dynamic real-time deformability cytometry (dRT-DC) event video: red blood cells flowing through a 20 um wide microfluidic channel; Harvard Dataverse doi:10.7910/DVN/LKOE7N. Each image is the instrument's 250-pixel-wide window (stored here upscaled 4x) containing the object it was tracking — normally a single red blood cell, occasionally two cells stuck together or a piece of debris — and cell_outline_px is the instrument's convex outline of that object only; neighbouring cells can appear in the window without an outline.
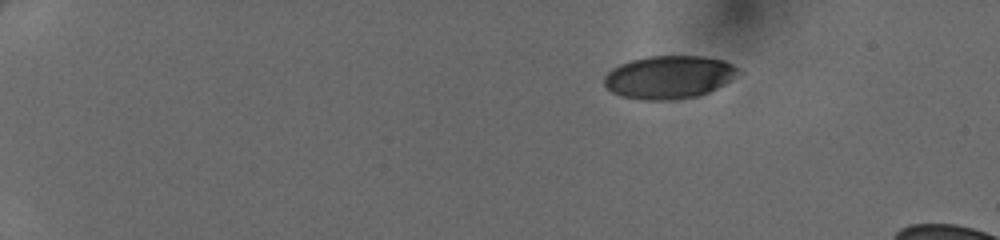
{"species": "human", "species_latin": "Homo sapiens", "temperature_condition": "cold", "stored_images_in_passage": 41, "camera_frame_rate_fps": 3000, "um_per_image_px": 0.085, "donor": {"sex": "female"}, "frame": {"image": 1, "passage_image": 1, "time_ms": 0.0, "image_size_px": [1000, 240], "cell_outline_px": [[736, 72], [724, 84], [708, 92], [696, 96], [676, 100], [640, 100], [620, 96], [612, 92], [604, 84], [604, 76], [612, 68], [620, 64], [632, 60], [648, 56], [704, 56], [724, 60], [732, 64], [736, 68]], "centroid_in_image_um": [56.79, 6.56], "position_along_channel_um": 28.2, "area_um2": 33.35}}
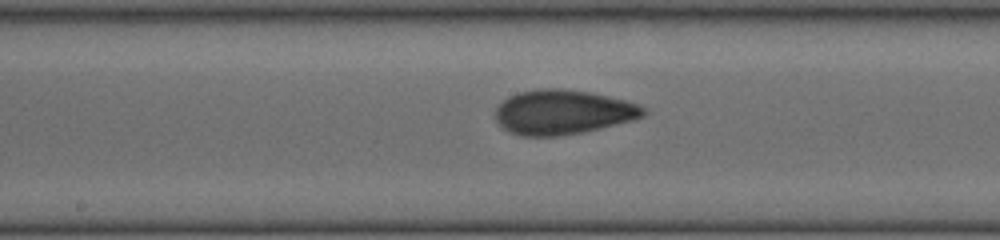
{"frame": {"image": 2, "passage_image": 21, "time_ms": 6.667, "image_size_px": [1000, 240], "cell_outline_px": [[644, 116], [632, 120], [600, 128], [580, 132], [556, 136], [520, 136], [508, 132], [496, 120], [496, 108], [508, 96], [520, 92], [540, 88], [564, 88], [588, 92], [608, 96], [640, 104], [644, 108]], "centroid_in_image_um": [47.82, 9.52], "position_along_channel_um": 200.4, "area_um2": 38.21}}
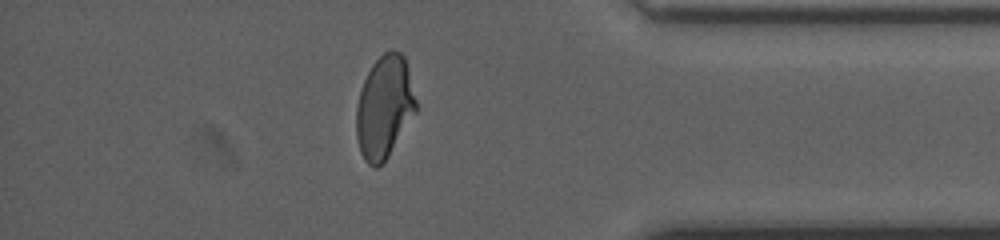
{"frame": {"image": 3, "passage_image": 36, "time_ms": 11.667, "image_size_px": [1000, 240], "cell_outline_px": [[416, 112], [388, 156], [376, 168], [372, 168], [364, 160], [360, 152], [356, 136], [356, 108], [360, 92], [364, 80], [372, 64], [384, 52], [392, 48], [400, 52], [404, 56], [408, 68], [416, 100]], "centroid_in_image_um": [32.66, 9.1], "position_along_channel_um": 402.5, "area_um2": 35.6}}